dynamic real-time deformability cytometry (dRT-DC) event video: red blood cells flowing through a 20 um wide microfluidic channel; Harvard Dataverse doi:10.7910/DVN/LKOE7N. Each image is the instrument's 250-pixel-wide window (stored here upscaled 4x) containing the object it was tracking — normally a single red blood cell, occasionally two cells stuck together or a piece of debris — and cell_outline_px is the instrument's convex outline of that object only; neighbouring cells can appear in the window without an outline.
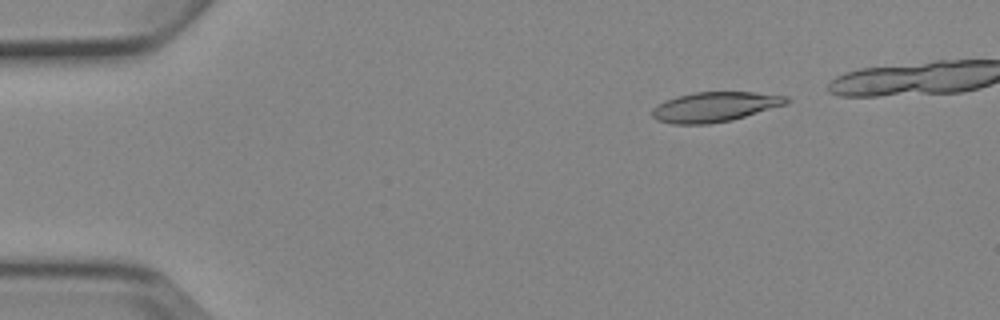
{"species": "Egyptian fruit bat (a non-hibernating species)", "species_latin": "Rousettus aegyptiacus", "temperature_condition": "cold", "stored_images_in_passage": 6, "camera_frame_rate_fps": 3000, "um_per_image_px": 0.085, "animal": {"sex": "female"}, "frame": {"image": 1, "passage_image": 2, "time_ms": 1.0, "image_size_px": [1000, 320], "cell_outline_px": [[792, 100], [788, 104], [732, 120], [708, 124], [672, 124], [656, 120], [652, 116], [652, 108], [676, 96], [692, 92], [752, 92], [788, 96]], "centroid_in_image_um": [60.8, 9.08], "position_along_channel_um": 24.2, "area_um2": 23.47}}
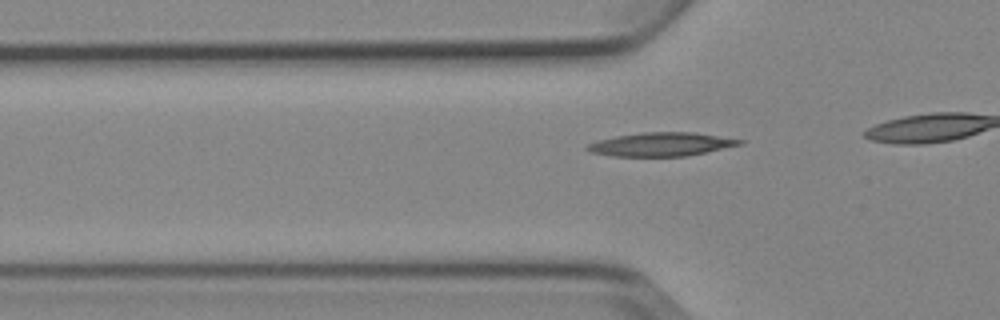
{"frame": {"image": 2, "passage_image": 6, "time_ms": 6.333, "image_size_px": [1000, 320], "cell_outline_px": [[744, 144], [688, 156], [612, 156], [588, 152], [584, 148], [588, 144], [596, 140], [616, 136], [644, 132], [692, 132], [744, 140]], "centroid_in_image_um": [56.17, 12.27], "position_along_channel_um": 69.6, "area_um2": 21.04}}